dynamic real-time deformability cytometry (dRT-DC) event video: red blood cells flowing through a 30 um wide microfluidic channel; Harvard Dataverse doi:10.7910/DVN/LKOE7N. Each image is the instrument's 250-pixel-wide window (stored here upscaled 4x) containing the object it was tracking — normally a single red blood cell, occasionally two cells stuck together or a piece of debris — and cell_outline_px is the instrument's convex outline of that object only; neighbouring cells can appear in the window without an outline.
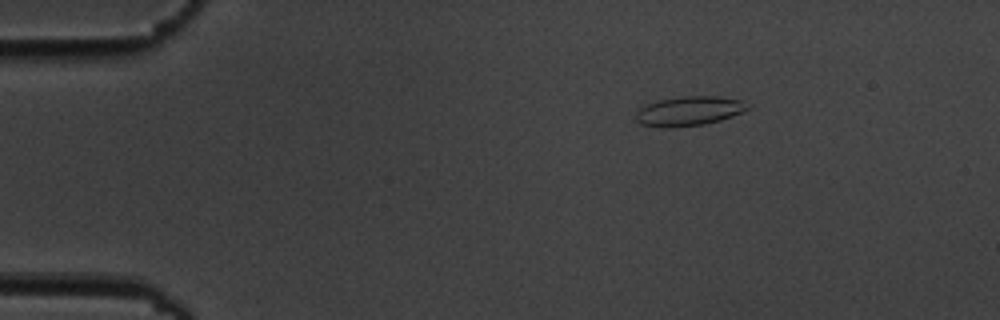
{"species": "common noctule bat (a hibernating species)", "species_latin": "Nyctalus noctula", "temperature_condition": "cold", "stored_images_in_passage": 8, "camera_frame_rate_fps": 3000, "um_per_image_px": 0.085, "animal": {"sex": "male", "body_mass_g": 19.5, "forearm_length_mm": 54.6}, "frame": {"image": 1, "passage_image": 2, "time_ms": 1.0, "image_size_px": [1000, 320], "cell_outline_px": [[752, 108], [732, 116], [720, 120], [704, 124], [672, 128], [660, 128], [640, 124], [636, 120], [636, 112], [640, 108], [648, 104], [660, 100], [684, 96], [720, 96], [740, 100]], "centroid_in_image_um": [58.56, 9.45], "position_along_channel_um": 26.4, "area_um2": 19.19}}